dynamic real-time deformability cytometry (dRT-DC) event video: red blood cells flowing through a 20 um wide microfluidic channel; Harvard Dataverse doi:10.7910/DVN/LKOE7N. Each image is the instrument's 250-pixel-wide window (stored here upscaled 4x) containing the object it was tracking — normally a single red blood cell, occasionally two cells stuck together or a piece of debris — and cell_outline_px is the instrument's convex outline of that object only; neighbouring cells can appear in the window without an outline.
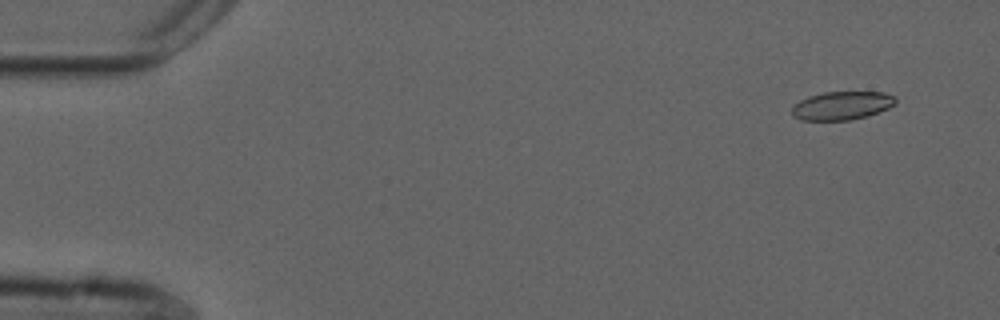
{"species": "common noctule bat (a hibernating species)", "species_latin": "Nyctalus noctula", "temperature_condition": "cold", "stored_images_in_passage": 55, "camera_frame_rate_fps": 3000, "um_per_image_px": 0.085, "animal": {"sex": "male", "forearm_length_mm": 52.5}, "frame": {"image": 1, "passage_image": 4, "time_ms": 1.0, "image_size_px": [1000, 320], "cell_outline_px": [[896, 104], [888, 108], [868, 116], [848, 120], [800, 120], [792, 116], [792, 104], [808, 96], [824, 92], [884, 92], [896, 96]], "centroid_in_image_um": [71.55, 8.97], "position_along_channel_um": 13.5, "area_um2": 17.34}}
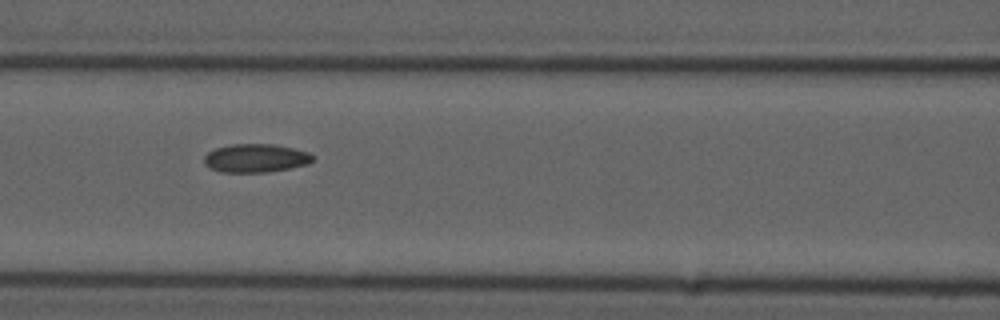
{"frame": {"image": 2, "passage_image": 24, "time_ms": 7.667, "image_size_px": [1000, 320], "cell_outline_px": [[316, 156], [308, 164], [268, 172], [220, 172], [208, 168], [204, 164], [204, 156], [208, 152], [216, 148], [232, 144], [272, 144], [292, 148], [308, 152]], "centroid_in_image_um": [21.71, 13.44], "position_along_channel_um": 144.9, "area_um2": 18.03}}
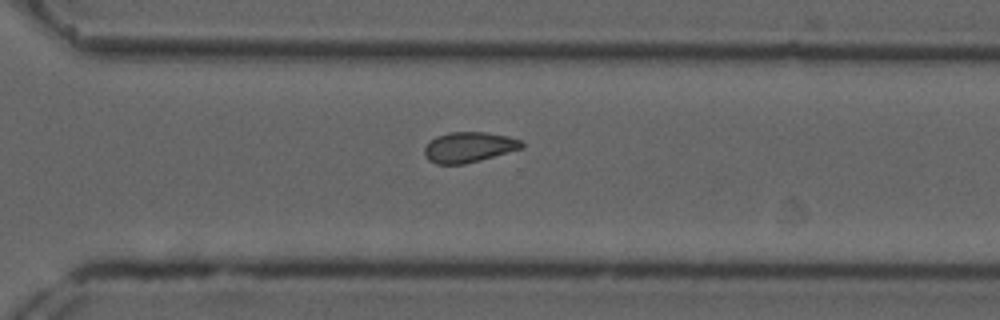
{"frame": {"image": 3, "passage_image": 39, "time_ms": 12.667, "image_size_px": [1000, 320], "cell_outline_px": [[524, 148], [480, 160], [464, 164], [436, 164], [428, 160], [424, 152], [424, 148], [436, 136], [448, 132], [484, 132], [508, 136], [520, 140], [524, 144]], "centroid_in_image_um": [39.86, 12.51], "position_along_channel_um": 330.7, "area_um2": 17.17}, "authors_computed_cell_mechanics": {"area_um2": 17.629, "velocity_mm_per_s": 3.7293, "shape_relaxation_time_tau1_ms": null, "shape_relaxation_time_tau2_ms": 3.8285, "deformation_change_tau1": null, "deformation_change_tau2": 0.0842}}